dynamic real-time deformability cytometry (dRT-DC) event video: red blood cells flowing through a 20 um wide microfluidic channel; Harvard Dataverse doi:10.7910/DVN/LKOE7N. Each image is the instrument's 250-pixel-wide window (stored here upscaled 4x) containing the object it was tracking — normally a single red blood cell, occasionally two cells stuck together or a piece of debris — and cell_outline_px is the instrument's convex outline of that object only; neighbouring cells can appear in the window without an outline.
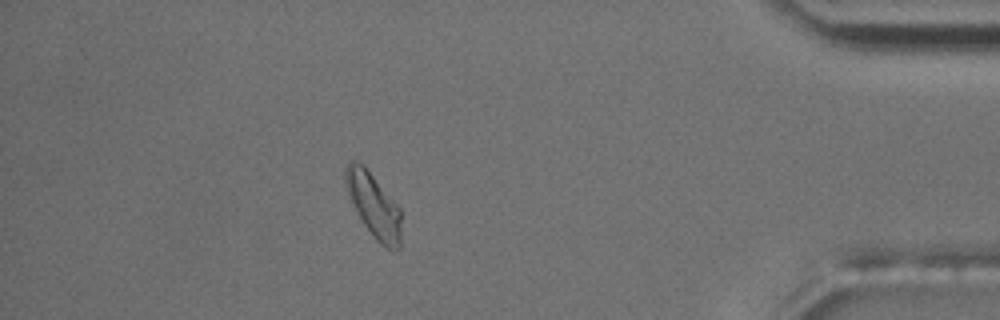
{"species": "common noctule bat (a hibernating species)", "species_latin": "Nyctalus noctula", "temperature_condition": "room temperature", "stored_images_in_passage": 42, "camera_frame_rate_fps": 3000, "um_per_image_px": 0.085, "animal": {"sex": "male", "body_mass_g": 17.5, "forearm_length_mm": 52.3}, "frame": {"image": 1, "passage_image": 36, "time_ms": 11.667, "image_size_px": [1000, 320], "cell_outline_px": [[400, 248], [388, 248], [380, 244], [372, 236], [364, 224], [344, 184], [344, 168], [352, 160], [356, 160], [364, 164], [400, 208]], "centroid_in_image_um": [31.75, 17.4], "position_along_channel_um": 403.5, "area_um2": 20.52}, "authors_computed_cell_mechanics": {"area_um2": 17.9758, "velocity_mm_per_s": 3.6864, "shape_relaxation_time_tau1_ms": null, "shape_relaxation_time_tau2_ms": 3.2379, "deformation_change_tau1": null, "deformation_change_tau2": 0.0994}}